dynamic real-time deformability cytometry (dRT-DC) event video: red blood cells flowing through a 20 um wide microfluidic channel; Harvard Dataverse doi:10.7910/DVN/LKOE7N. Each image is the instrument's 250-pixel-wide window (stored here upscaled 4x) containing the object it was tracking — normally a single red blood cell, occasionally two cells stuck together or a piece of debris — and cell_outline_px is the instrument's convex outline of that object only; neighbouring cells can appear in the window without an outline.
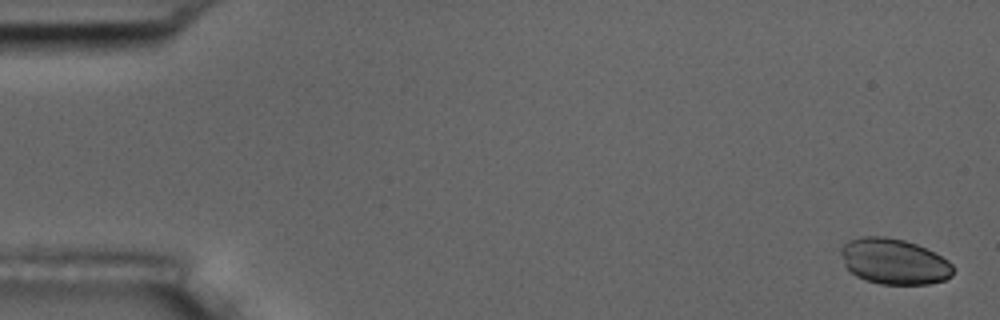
{"species": "common noctule bat (a hibernating species)", "species_latin": "Nyctalus noctula", "temperature_condition": "room temperature", "stored_images_in_passage": 5, "camera_frame_rate_fps": 3000, "um_per_image_px": 0.085, "animal": {"sex": "male", "body_mass_g": 17.5, "forearm_length_mm": 52.3}, "frame": {"image": 1, "passage_image": 1, "time_ms": 0.0, "image_size_px": [1000, 320], "cell_outline_px": [[956, 268], [952, 276], [944, 280], [928, 284], [880, 284], [856, 276], [844, 264], [840, 252], [840, 248], [848, 240], [864, 236], [884, 236], [904, 240], [916, 244], [948, 260]], "centroid_in_image_um": [76.0, 22.22], "position_along_channel_um": 9.0, "area_um2": 29.82}}
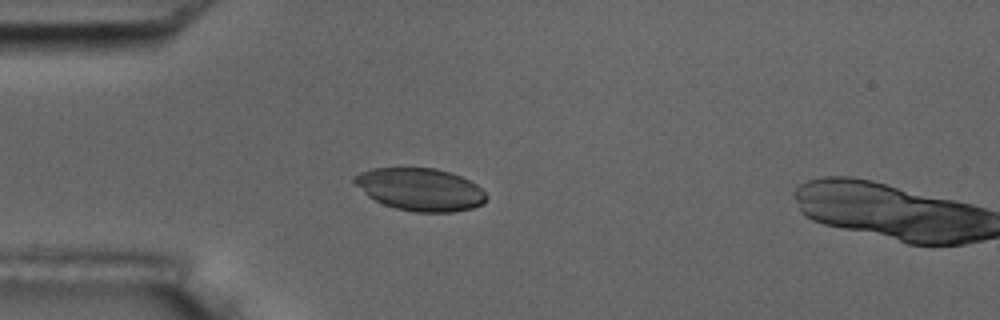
{"frame": {"image": 2, "passage_image": 4, "time_ms": 4.667, "image_size_px": [1000, 320], "cell_outline_px": [[488, 196], [484, 204], [472, 208], [452, 212], [416, 212], [396, 208], [384, 204], [368, 196], [352, 180], [352, 176], [360, 172], [372, 168], [436, 168], [460, 176], [476, 184]], "centroid_in_image_um": [35.72, 16.1], "position_along_channel_um": 49.3, "area_um2": 32.6}}